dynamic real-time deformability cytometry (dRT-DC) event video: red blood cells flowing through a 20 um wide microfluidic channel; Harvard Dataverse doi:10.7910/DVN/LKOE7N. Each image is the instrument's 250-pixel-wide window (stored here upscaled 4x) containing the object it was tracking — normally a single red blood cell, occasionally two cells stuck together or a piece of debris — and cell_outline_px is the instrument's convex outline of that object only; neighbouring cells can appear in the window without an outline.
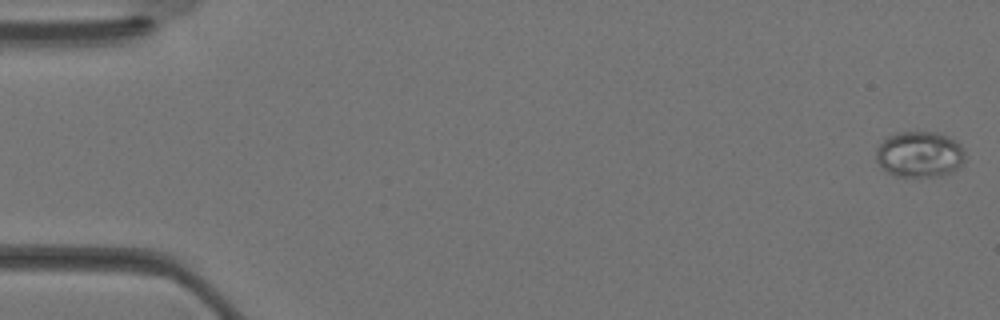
{"species": "Egyptian fruit bat (a non-hibernating species)", "species_latin": "Rousettus aegyptiacus", "temperature_condition": "warm", "stored_images_in_passage": 35, "camera_frame_rate_fps": 3000, "um_per_image_px": 0.085, "animal": {"sex": "female"}, "frame": {"image": 1, "passage_image": 1, "time_ms": 0.0, "image_size_px": [1000, 320], "cell_outline_px": [[964, 164], [960, 168], [952, 172], [940, 176], [896, 176], [880, 168], [876, 160], [876, 148], [884, 136], [896, 132], [936, 132], [948, 136], [956, 140], [960, 144], [964, 152]], "centroid_in_image_um": [78.14, 13.11], "position_along_channel_um": 6.9, "area_um2": 24.33}}
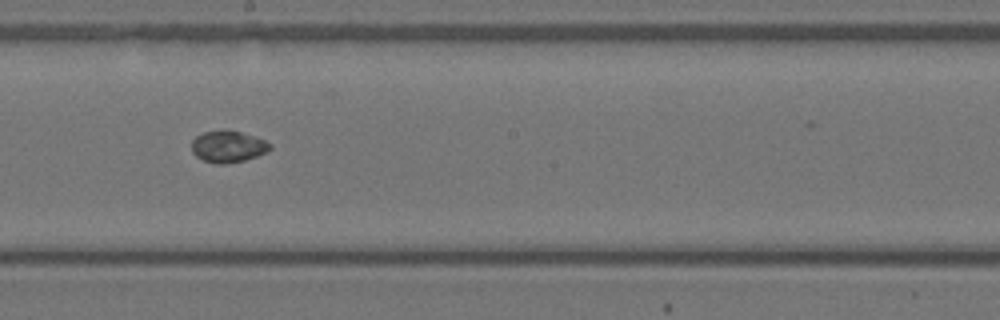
{"frame": {"image": 2, "passage_image": 20, "time_ms": 6.333, "image_size_px": [1000, 320], "cell_outline_px": [[272, 148], [256, 156], [244, 160], [224, 164], [216, 164], [204, 160], [196, 156], [192, 152], [192, 140], [196, 136], [204, 132], [240, 132], [264, 140], [272, 144]], "centroid_in_image_um": [19.37, 12.49], "position_along_channel_um": 228.8, "area_um2": 13.93}}
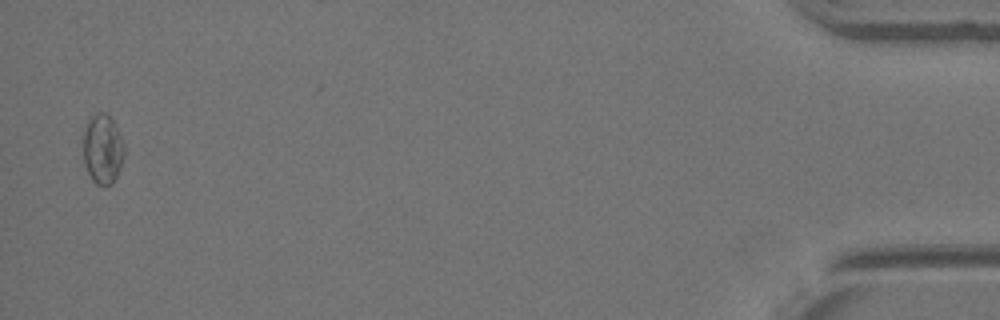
{"frame": {"image": 3, "passage_image": 35, "time_ms": 11.333, "image_size_px": [1000, 320], "cell_outline_px": [[124, 156], [120, 168], [112, 184], [104, 188], [96, 184], [92, 180], [84, 164], [80, 140], [88, 116], [96, 112], [104, 112], [112, 120], [124, 144]], "centroid_in_image_um": [8.66, 12.67], "position_along_channel_um": 426.5, "area_um2": 17.34}}